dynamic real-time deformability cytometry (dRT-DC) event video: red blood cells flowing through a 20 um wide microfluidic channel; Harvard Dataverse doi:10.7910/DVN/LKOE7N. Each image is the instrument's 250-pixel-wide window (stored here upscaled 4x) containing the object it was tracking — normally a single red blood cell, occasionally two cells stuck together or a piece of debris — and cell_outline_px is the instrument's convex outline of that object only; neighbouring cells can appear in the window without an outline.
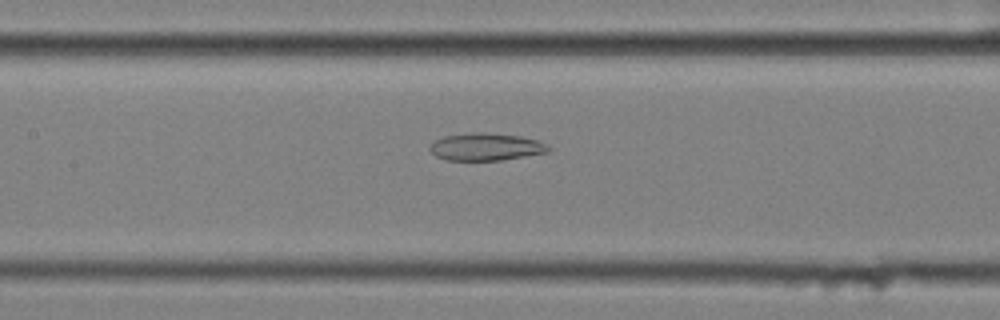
{"species": "common noctule bat (a hibernating species)", "species_latin": "Nyctalus noctula", "temperature_condition": "cold", "stored_images_in_passage": 59, "camera_frame_rate_fps": 3000, "um_per_image_px": 0.085, "animal": {"sex": "female", "body_mass_g": 25.1}, "frame": {"image": 1, "passage_image": 27, "time_ms": 8.667, "image_size_px": [1000, 320], "cell_outline_px": [[552, 148], [548, 152], [500, 160], [444, 160], [436, 156], [428, 148], [432, 140], [444, 136], [472, 132], [488, 132], [520, 136], [536, 140], [548, 144]], "centroid_in_image_um": [41.27, 12.47], "position_along_channel_um": 166.1, "area_um2": 19.13}}
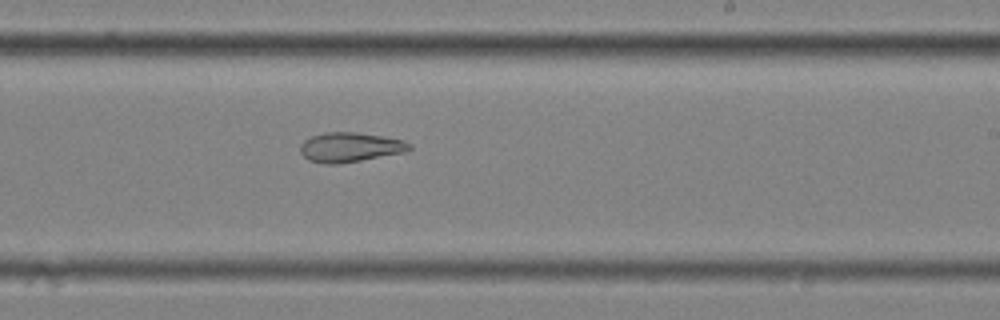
{"frame": {"image": 2, "passage_image": 35, "time_ms": 11.333, "image_size_px": [1000, 320], "cell_outline_px": [[412, 148], [404, 152], [360, 160], [336, 164], [324, 164], [308, 160], [300, 152], [300, 144], [304, 140], [312, 136], [324, 132], [356, 132], [404, 140], [412, 144]], "centroid_in_image_um": [29.73, 12.51], "position_along_channel_um": 259.3, "area_um2": 18.73}}
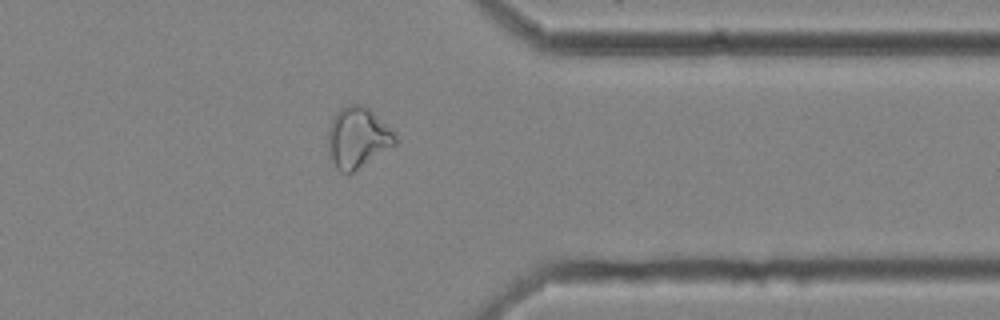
{"frame": {"image": 3, "passage_image": 46, "time_ms": 15.0, "image_size_px": [1000, 320], "cell_outline_px": [[396, 144], [352, 172], [340, 172], [336, 168], [328, 156], [328, 128], [336, 112], [340, 108], [348, 104], [364, 104], [396, 136]], "centroid_in_image_um": [30.34, 11.7], "position_along_channel_um": 381.1, "area_um2": 23.41}}